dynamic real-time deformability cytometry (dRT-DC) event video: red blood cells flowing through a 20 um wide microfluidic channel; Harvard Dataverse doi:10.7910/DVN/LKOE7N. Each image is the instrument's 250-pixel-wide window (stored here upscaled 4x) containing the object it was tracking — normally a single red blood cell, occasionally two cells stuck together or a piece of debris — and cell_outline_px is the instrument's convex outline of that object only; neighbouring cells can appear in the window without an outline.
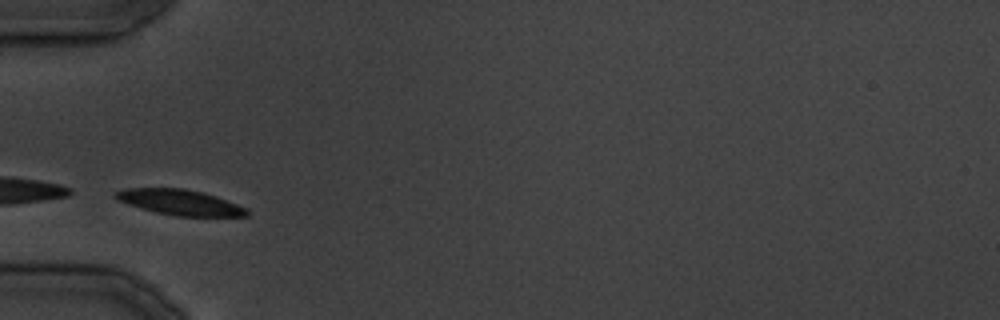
{"species": "common noctule bat (a hibernating species)", "species_latin": "Nyctalus noctula", "temperature_condition": "cold", "stored_images_in_passage": 22, "camera_frame_rate_fps": 3000, "um_per_image_px": 0.085, "animal": {"sex": "male", "body_mass_g": 19.5, "forearm_length_mm": 54.6}, "frame": {"image": 1, "passage_image": 1, "time_ms": 0.0, "image_size_px": [1000, 320], "cell_outline_px": [[248, 216], [176, 216], [156, 212], [140, 208], [128, 204], [112, 196], [112, 192], [124, 188], [184, 188], [204, 192], [216, 196], [248, 208]], "centroid_in_image_um": [15.28, 17.18], "position_along_channel_um": 69.7, "area_um2": 19.59}}